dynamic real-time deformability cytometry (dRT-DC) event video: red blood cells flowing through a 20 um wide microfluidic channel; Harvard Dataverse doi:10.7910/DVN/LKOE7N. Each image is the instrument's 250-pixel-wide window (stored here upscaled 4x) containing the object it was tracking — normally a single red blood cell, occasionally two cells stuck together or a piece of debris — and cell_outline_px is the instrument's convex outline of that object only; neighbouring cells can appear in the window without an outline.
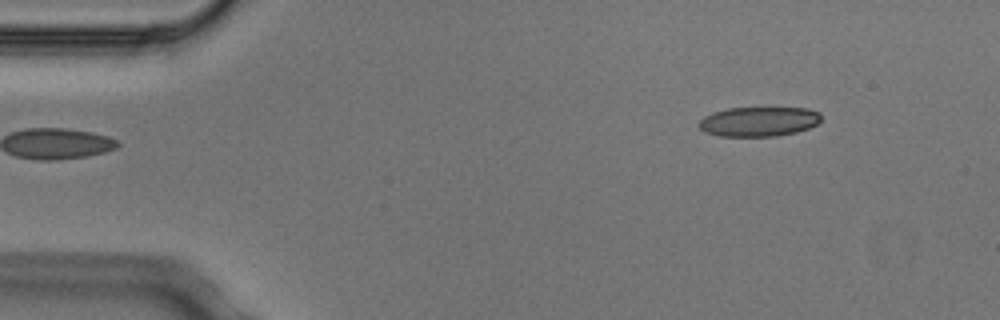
{"species": "Egyptian fruit bat (a non-hibernating species)", "species_latin": "Rousettus aegyptiacus", "temperature_condition": "cold", "stored_images_in_passage": 5, "segment_of_instrument_passage": [2, 2], "camera_frame_rate_fps": 3000, "um_per_image_px": 0.085, "animal": {"sex": "male"}, "frame": {"image": 1, "passage_image": 5, "time_ms": 1.333, "image_size_px": [1000, 320], "cell_outline_px": [[820, 120], [816, 124], [808, 128], [796, 132], [776, 136], [720, 136], [704, 132], [696, 124], [704, 116], [712, 112], [728, 108], [808, 108], [820, 112]], "centroid_in_image_um": [64.46, 10.33], "position_along_channel_um": 20.5, "area_um2": 21.15}}